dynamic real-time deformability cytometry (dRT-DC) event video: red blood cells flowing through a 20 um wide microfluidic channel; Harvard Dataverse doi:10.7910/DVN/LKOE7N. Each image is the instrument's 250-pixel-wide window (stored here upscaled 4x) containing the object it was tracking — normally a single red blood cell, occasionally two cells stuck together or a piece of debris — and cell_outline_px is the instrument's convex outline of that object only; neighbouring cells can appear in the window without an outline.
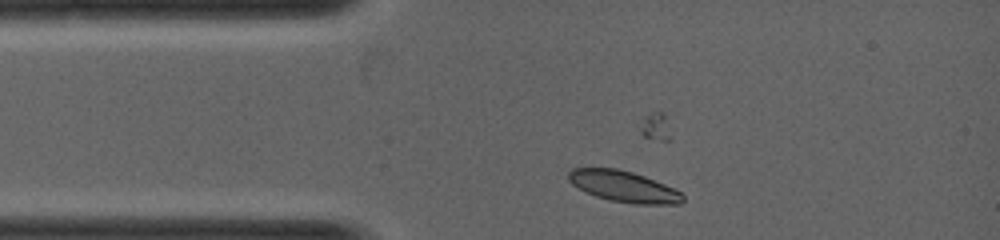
{"species": "common noctule bat (a hibernating species)", "species_latin": "Nyctalus noctula", "temperature_condition": "warm", "stored_images_in_passage": 36, "camera_frame_rate_fps": 5000, "um_per_image_px": 0.085, "animal": {"sex": "female", "body_mass_g": 19.0, "forearm_length_mm": 53.3}, "frame": {"image": 1, "passage_image": 6, "time_ms": 1.0, "image_size_px": [1000, 240], "cell_outline_px": [[684, 200], [680, 204], [636, 204], [612, 200], [596, 196], [572, 184], [568, 180], [568, 172], [572, 168], [616, 168], [632, 172], [644, 176], [664, 184], [680, 192], [684, 196]], "centroid_in_image_um": [53.01, 15.84], "position_along_channel_um": 32.0, "area_um2": 20.4}}
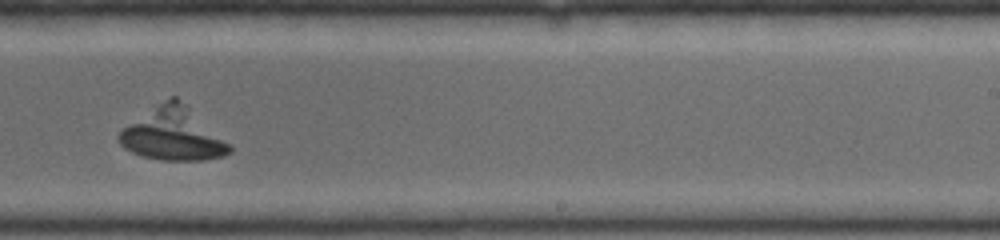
{"frame": {"image": 2, "passage_image": 21, "time_ms": 4.0, "image_size_px": [1000, 240], "cell_outline_px": [[232, 152], [224, 156], [204, 160], [160, 160], [144, 156], [132, 152], [124, 148], [120, 144], [116, 136], [120, 128], [172, 96], [176, 96], [188, 104], [232, 144]], "centroid_in_image_um": [14.75, 11.41], "position_along_channel_um": 274.3, "area_um2": 34.39}}